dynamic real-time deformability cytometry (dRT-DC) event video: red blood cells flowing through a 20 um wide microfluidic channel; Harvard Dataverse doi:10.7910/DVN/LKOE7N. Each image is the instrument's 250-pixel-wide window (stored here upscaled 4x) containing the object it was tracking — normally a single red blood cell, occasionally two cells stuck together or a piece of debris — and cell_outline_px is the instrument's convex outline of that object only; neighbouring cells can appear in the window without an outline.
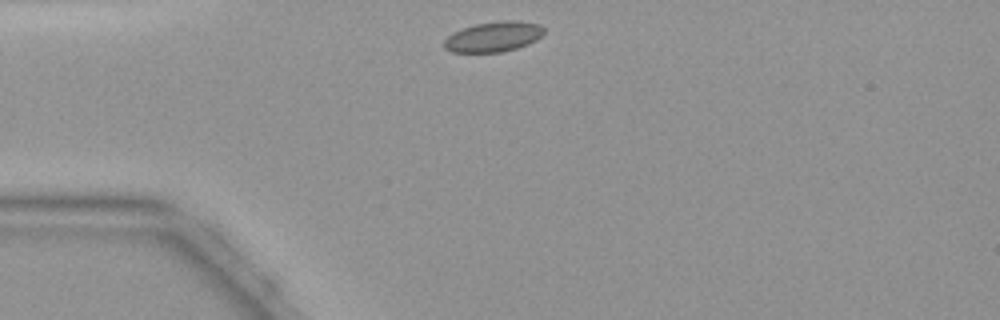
{"species": "common noctule bat (a hibernating species)", "species_latin": "Nyctalus noctula", "temperature_condition": "warm", "stored_images_in_passage": 35, "camera_frame_rate_fps": 3000, "um_per_image_px": 0.085, "animal": {"sex": "female", "body_mass_g": 19.9}, "frame": {"image": 1, "passage_image": 1, "time_ms": 0.0, "image_size_px": [1000, 320], "cell_outline_px": [[544, 32], [536, 40], [528, 44], [516, 48], [500, 52], [452, 52], [444, 48], [444, 40], [452, 32], [476, 24], [500, 20], [516, 20], [540, 24], [544, 28]], "centroid_in_image_um": [41.95, 3.11], "position_along_channel_um": 43.1, "area_um2": 17.57}}
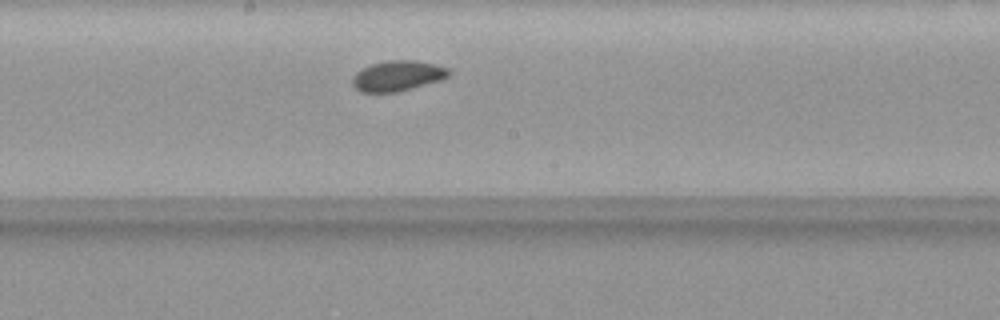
{"frame": {"image": 2, "passage_image": 14, "time_ms": 4.333, "image_size_px": [1000, 320], "cell_outline_px": [[448, 76], [440, 80], [412, 88], [396, 92], [360, 92], [352, 84], [352, 80], [356, 72], [372, 64], [388, 60], [416, 60], [436, 64], [448, 68]], "centroid_in_image_um": [33.79, 6.44], "position_along_channel_um": 214.4, "area_um2": 16.88}}
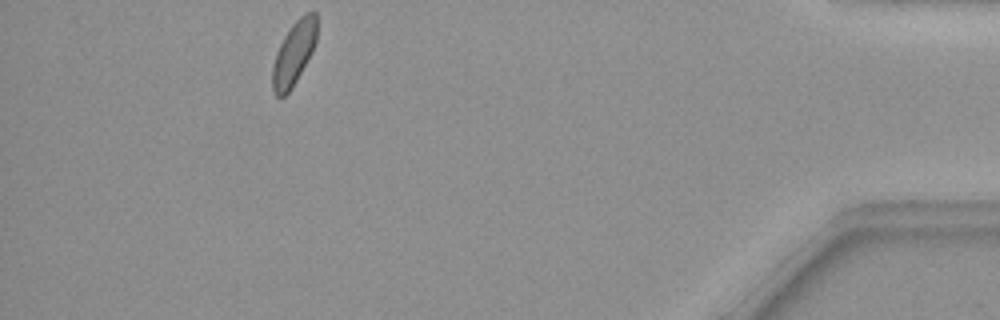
{"frame": {"image": 3, "passage_image": 31, "time_ms": 10.0, "image_size_px": [1000, 320], "cell_outline_px": [[316, 40], [312, 52], [292, 88], [284, 96], [276, 96], [272, 92], [272, 68], [276, 52], [284, 36], [292, 24], [304, 12], [316, 12]], "centroid_in_image_um": [24.96, 4.53], "position_along_channel_um": 410.2, "area_um2": 16.42}}